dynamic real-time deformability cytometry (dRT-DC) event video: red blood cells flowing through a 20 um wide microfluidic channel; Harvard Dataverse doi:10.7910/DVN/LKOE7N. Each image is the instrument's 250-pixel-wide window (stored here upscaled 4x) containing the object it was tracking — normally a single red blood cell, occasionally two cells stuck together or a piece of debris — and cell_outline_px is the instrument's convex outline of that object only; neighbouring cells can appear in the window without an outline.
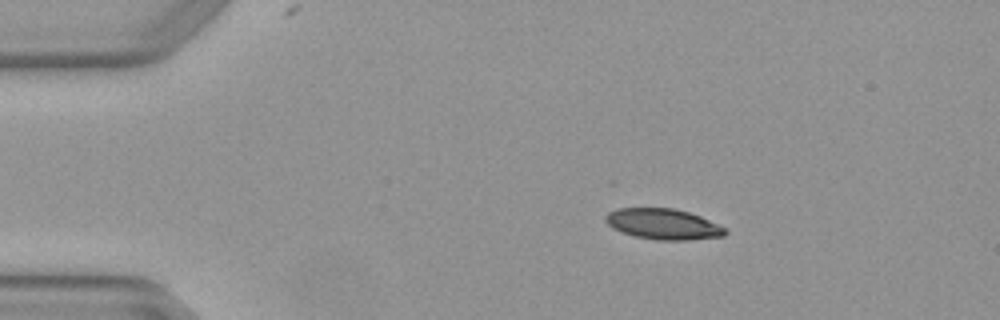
{"species": "Egyptian fruit bat (a non-hibernating species)", "species_latin": "Rousettus aegyptiacus", "temperature_condition": "warm", "stored_images_in_passage": 4, "camera_frame_rate_fps": 3000, "um_per_image_px": 0.085, "animal": {"sex": "female"}, "frame": {"image": 1, "passage_image": 3, "time_ms": 0.667, "image_size_px": [1000, 320], "cell_outline_px": [[728, 232], [724, 236], [688, 240], [656, 240], [636, 236], [620, 232], [612, 228], [604, 220], [604, 216], [608, 212], [620, 208], [672, 208], [688, 212], [700, 216], [728, 228]], "centroid_in_image_um": [56.38, 19.05], "position_along_channel_um": 28.6, "area_um2": 21.56}}